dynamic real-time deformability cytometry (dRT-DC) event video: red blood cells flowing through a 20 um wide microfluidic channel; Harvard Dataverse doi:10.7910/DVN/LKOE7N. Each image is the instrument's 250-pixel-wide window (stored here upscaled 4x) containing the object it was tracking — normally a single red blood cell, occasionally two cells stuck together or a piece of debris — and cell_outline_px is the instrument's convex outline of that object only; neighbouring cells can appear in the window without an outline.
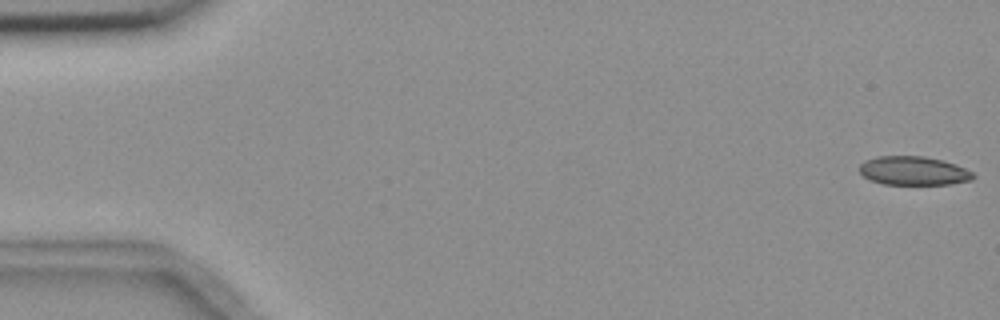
{"species": "common noctule bat (a hibernating species)", "species_latin": "Nyctalus noctula", "temperature_condition": "room temperature", "stored_images_in_passage": 5, "camera_frame_rate_fps": 3000, "um_per_image_px": 0.085, "animal": {"sex": "female", "body_mass_g": 18.4}, "frame": {"image": 1, "passage_image": 1, "time_ms": 0.0, "image_size_px": [1000, 320], "cell_outline_px": [[976, 176], [972, 180], [952, 184], [884, 184], [868, 180], [860, 172], [860, 164], [864, 160], [876, 156], [924, 156], [944, 160], [956, 164], [972, 172]], "centroid_in_image_um": [77.65, 14.51], "position_along_channel_um": 7.4, "area_um2": 19.25}}